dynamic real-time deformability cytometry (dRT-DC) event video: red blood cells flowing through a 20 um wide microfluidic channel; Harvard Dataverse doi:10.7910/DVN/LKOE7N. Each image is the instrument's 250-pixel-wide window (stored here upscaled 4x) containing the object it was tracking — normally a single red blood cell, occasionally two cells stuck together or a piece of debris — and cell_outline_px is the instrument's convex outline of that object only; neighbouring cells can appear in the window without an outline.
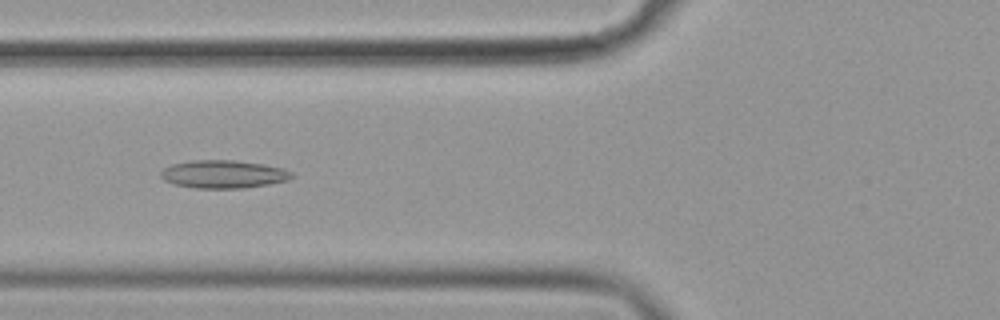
{"species": "common noctule bat (a hibernating species)", "species_latin": "Nyctalus noctula", "temperature_condition": "cold", "stored_images_in_passage": 39, "camera_frame_rate_fps": 3000, "um_per_image_px": 0.085, "animal": {"sex": "female", "body_mass_g": 19.9}, "frame": {"image": 1, "passage_image": 10, "time_ms": 3.0, "image_size_px": [1000, 320], "cell_outline_px": [[296, 176], [288, 180], [268, 184], [244, 188], [196, 188], [176, 184], [164, 180], [160, 176], [160, 172], [164, 168], [172, 164], [192, 160], [232, 160], [264, 164], [280, 168], [292, 172]], "centroid_in_image_um": [19.0, 14.8], "position_along_channel_um": 106.8, "area_um2": 21.27}}
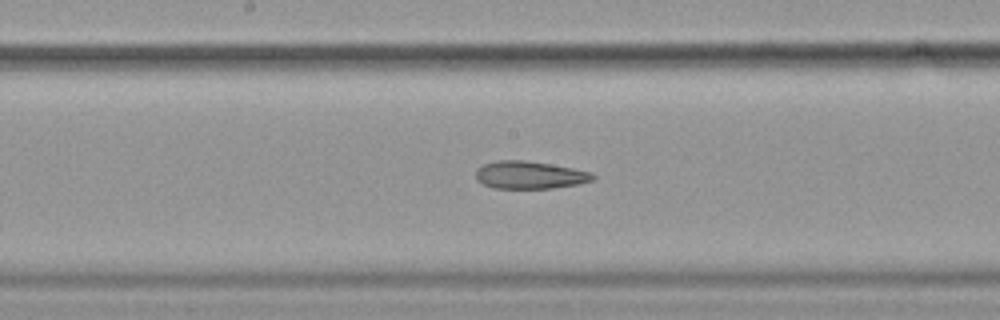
{"frame": {"image": 2, "passage_image": 18, "time_ms": 5.667, "image_size_px": [1000, 320], "cell_outline_px": [[596, 176], [592, 180], [576, 184], [552, 188], [492, 188], [476, 180], [476, 168], [484, 164], [496, 160], [524, 160], [572, 168], [592, 172]], "centroid_in_image_um": [44.98, 14.87], "position_along_channel_um": 203.2, "area_um2": 18.73}}
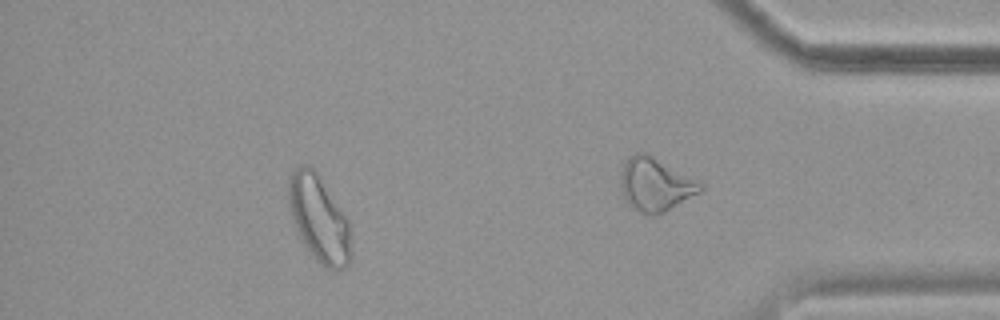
{"frame": {"image": 3, "passage_image": 33, "time_ms": 10.667, "image_size_px": [1000, 320], "cell_outline_px": [[352, 260], [344, 268], [336, 272], [332, 272], [324, 268], [308, 248], [300, 236], [292, 220], [288, 200], [288, 180], [292, 172], [296, 168], [304, 164], [308, 164], [316, 172], [348, 220], [352, 232]], "centroid_in_image_um": [27.16, 18.65], "position_along_channel_um": 408.0, "area_um2": 31.5}, "authors_computed_cell_mechanics": {"area_um2": 20.808, "velocity_mm_per_s": 3.6096, "shape_relaxation_time_tau1_ms": null, "shape_relaxation_time_tau2_ms": 8.9346, "deformation_change_tau1": null, "deformation_change_tau2": 0.2126}}